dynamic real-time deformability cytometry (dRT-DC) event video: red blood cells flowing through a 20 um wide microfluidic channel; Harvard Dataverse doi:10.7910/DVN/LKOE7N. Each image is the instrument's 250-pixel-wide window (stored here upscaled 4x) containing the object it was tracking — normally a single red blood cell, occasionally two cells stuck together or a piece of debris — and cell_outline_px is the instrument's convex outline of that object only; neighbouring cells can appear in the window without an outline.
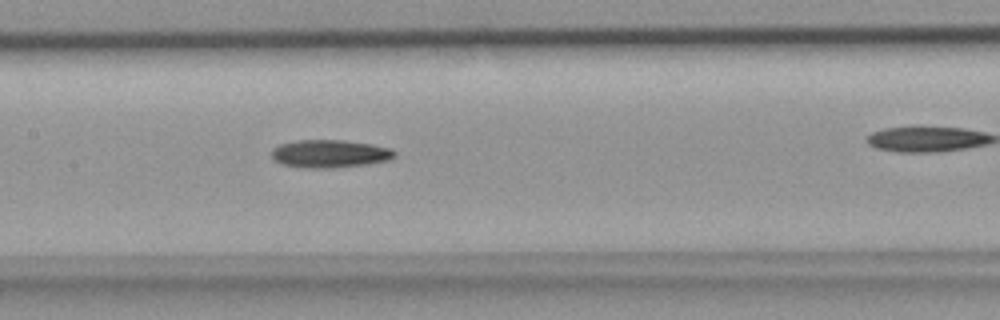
{"species": "common noctule bat (a hibernating species)", "species_latin": "Nyctalus noctula", "temperature_condition": "room temperature", "stored_images_in_passage": 24, "camera_frame_rate_fps": 3000, "um_per_image_px": 0.085, "animal": {"sex": "female", "body_mass_g": 18.4}, "frame": {"image": 1, "passage_image": 11, "time_ms": 3.333, "image_size_px": [1000, 320], "cell_outline_px": [[396, 156], [388, 160], [364, 164], [324, 168], [312, 168], [284, 164], [276, 160], [272, 156], [272, 148], [280, 144], [296, 140], [344, 140], [372, 144], [392, 148], [396, 152]], "centroid_in_image_um": [28.06, 13.04], "position_along_channel_um": 179.3, "area_um2": 19.71}}